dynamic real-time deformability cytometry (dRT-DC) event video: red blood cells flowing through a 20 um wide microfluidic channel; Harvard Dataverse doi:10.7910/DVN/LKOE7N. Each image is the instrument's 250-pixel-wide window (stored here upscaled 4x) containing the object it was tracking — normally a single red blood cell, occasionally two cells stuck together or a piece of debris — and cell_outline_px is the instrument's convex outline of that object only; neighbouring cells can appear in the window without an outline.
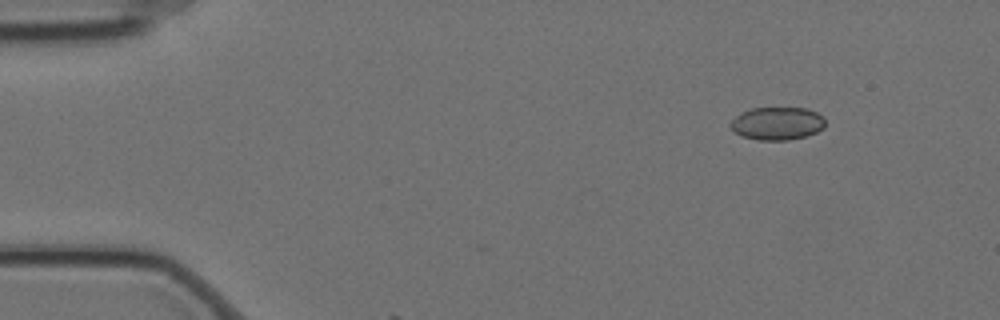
{"species": "Egyptian fruit bat (a non-hibernating species)", "species_latin": "Rousettus aegyptiacus", "temperature_condition": "cold", "stored_images_in_passage": 2, "camera_frame_rate_fps": 3000, "um_per_image_px": 0.085, "animal": {"sex": "female"}, "frame": {"image": 1, "passage_image": 2, "time_ms": 0.333, "image_size_px": [1000, 320], "cell_outline_px": [[824, 128], [808, 136], [788, 140], [756, 140], [740, 136], [728, 124], [736, 116], [752, 108], [808, 108], [824, 116]], "centroid_in_image_um": [66.08, 10.5], "position_along_channel_um": 18.9, "area_um2": 18.26}}